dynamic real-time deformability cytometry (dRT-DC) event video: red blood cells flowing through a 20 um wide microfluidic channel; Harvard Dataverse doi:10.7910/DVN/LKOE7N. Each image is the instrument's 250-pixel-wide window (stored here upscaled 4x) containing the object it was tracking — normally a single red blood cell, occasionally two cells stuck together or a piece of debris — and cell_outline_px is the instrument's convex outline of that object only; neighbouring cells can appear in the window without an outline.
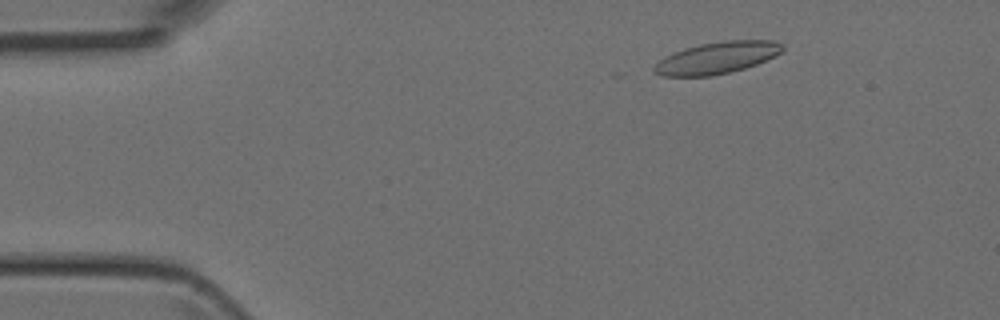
{"species": "Egyptian fruit bat (a non-hibernating species)", "species_latin": "Rousettus aegyptiacus", "temperature_condition": "room temperature", "stored_images_in_passage": 17, "camera_frame_rate_fps": 3000, "um_per_image_px": 0.085, "animal": {"sex": "female"}, "frame": {"image": 1, "passage_image": 4, "time_ms": 1.0, "image_size_px": [1000, 320], "cell_outline_px": [[784, 48], [776, 56], [756, 64], [744, 68], [712, 76], [664, 76], [652, 72], [652, 68], [664, 56], [672, 52], [684, 48], [700, 44], [724, 40], [776, 40], [784, 44]], "centroid_in_image_um": [60.94, 4.9], "position_along_channel_um": 24.1, "area_um2": 23.93}}
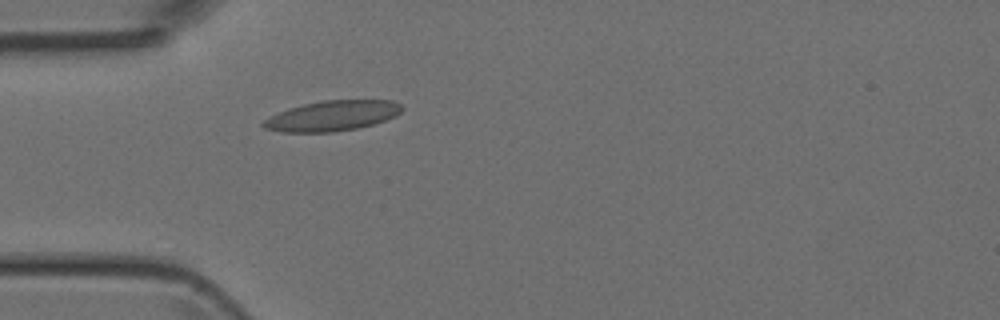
{"frame": {"image": 2, "passage_image": 11, "time_ms": 3.333, "image_size_px": [1000, 320], "cell_outline_px": [[404, 108], [396, 116], [372, 124], [356, 128], [332, 132], [280, 132], [264, 128], [260, 124], [264, 120], [288, 108], [304, 104], [324, 100], [392, 100], [400, 104]], "centroid_in_image_um": [28.24, 9.84], "position_along_channel_um": 56.8, "area_um2": 24.28}}
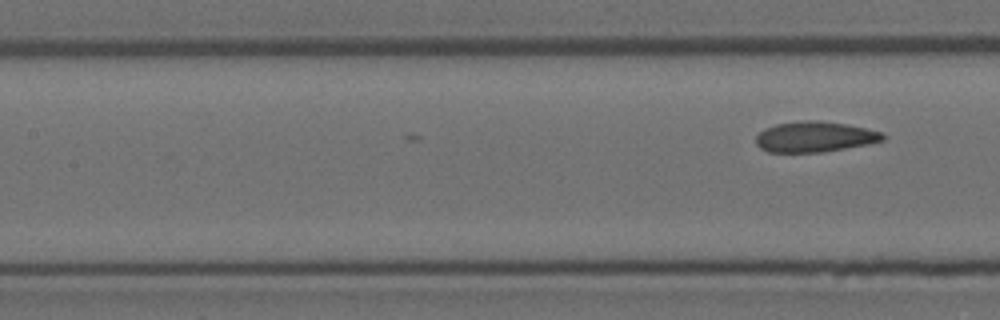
{"frame": {"image": 3, "passage_image": 17, "time_ms": 5.333, "image_size_px": [1000, 320], "cell_outline_px": [[884, 140], [868, 144], [820, 152], [768, 152], [760, 148], [756, 144], [756, 136], [764, 128], [776, 124], [800, 120], [820, 120], [848, 124], [868, 128], [880, 132], [884, 136]], "centroid_in_image_um": [69.23, 11.61], "position_along_channel_um": 138.2, "area_um2": 22.66}}